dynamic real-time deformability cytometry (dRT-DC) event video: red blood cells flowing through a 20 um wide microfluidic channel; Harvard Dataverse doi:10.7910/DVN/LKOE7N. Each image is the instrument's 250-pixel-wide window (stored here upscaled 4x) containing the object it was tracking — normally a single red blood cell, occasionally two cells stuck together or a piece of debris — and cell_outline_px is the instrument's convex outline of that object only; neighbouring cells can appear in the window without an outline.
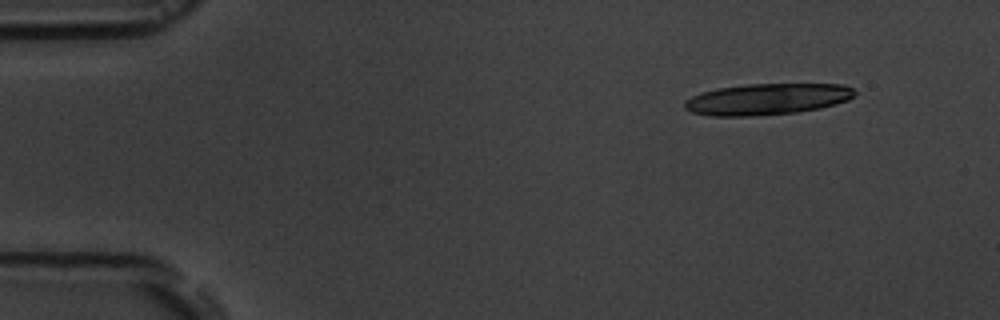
{"species": "common noctule bat (a hibernating species)", "species_latin": "Nyctalus noctula", "temperature_condition": "room temperature", "stored_images_in_passage": 6, "camera_frame_rate_fps": 3000, "um_per_image_px": 0.085, "animal": {"sex": "male", "body_mass_g": 19.5, "forearm_length_mm": 54.6}, "frame": {"image": 1, "passage_image": 1, "time_ms": 0.0, "image_size_px": [1000, 320], "cell_outline_px": [[856, 92], [848, 100], [836, 104], [820, 108], [796, 112], [748, 116], [708, 116], [692, 112], [684, 108], [684, 100], [700, 92], [716, 88], [748, 84], [844, 84], [852, 88]], "centroid_in_image_um": [65.17, 8.42], "position_along_channel_um": 19.8, "area_um2": 31.1}}
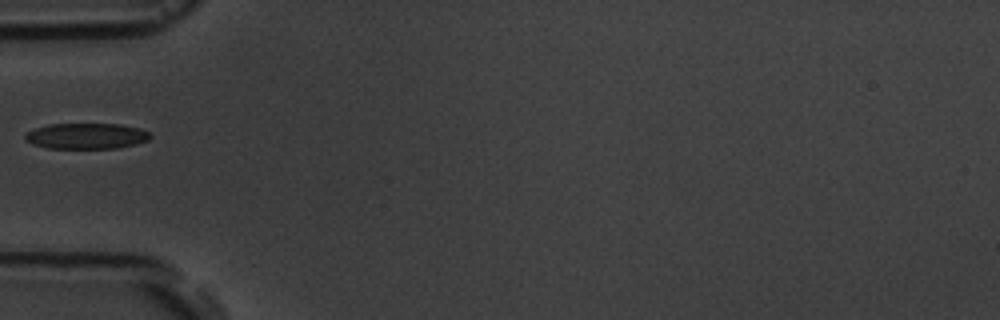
{"frame": {"image": 2, "passage_image": 5, "time_ms": 4.333, "image_size_px": [1000, 320], "cell_outline_px": [[152, 136], [148, 140], [136, 144], [116, 148], [48, 148], [32, 144], [24, 140], [24, 136], [28, 132], [36, 128], [48, 124], [120, 124], [140, 128], [148, 132]], "centroid_in_image_um": [7.34, 11.56], "position_along_channel_um": 77.7, "area_um2": 18.79}}
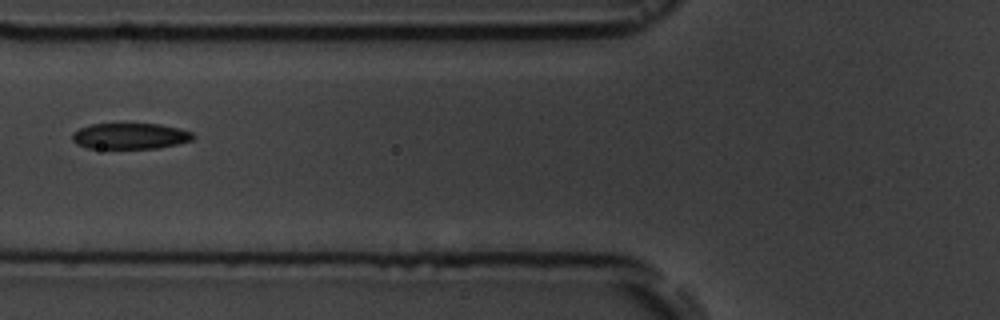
{"frame": {"image": 3, "passage_image": 6, "time_ms": 5.333, "image_size_px": [1000, 320], "cell_outline_px": [[196, 136], [192, 140], [176, 144], [156, 148], [88, 148], [76, 144], [72, 140], [72, 132], [80, 128], [92, 124], [160, 124], [180, 128], [192, 132]], "centroid_in_image_um": [11.06, 11.56], "position_along_channel_um": 114.7, "area_um2": 18.26}}